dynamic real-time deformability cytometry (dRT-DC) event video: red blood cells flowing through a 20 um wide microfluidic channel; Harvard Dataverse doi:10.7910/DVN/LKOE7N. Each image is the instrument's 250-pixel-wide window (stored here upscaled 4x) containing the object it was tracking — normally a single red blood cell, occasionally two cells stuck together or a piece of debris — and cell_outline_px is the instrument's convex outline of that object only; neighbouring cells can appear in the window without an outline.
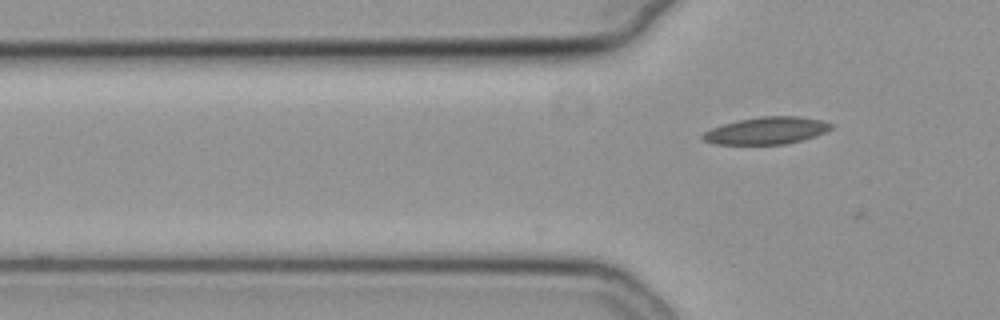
{"species": "common noctule bat (a hibernating species)", "species_latin": "Nyctalus noctula", "temperature_condition": "cold", "stored_images_in_passage": 5, "camera_frame_rate_fps": 3000, "um_per_image_px": 0.085, "animal": {"sex": "female", "body_mass_g": 19.3, "forearm_length_mm": 54.1}, "frame": {"image": 1, "passage_image": 5, "time_ms": 1.333, "image_size_px": [1000, 320], "cell_outline_px": [[832, 128], [816, 136], [784, 144], [712, 144], [704, 140], [700, 136], [704, 132], [712, 128], [724, 124], [740, 120], [760, 116], [796, 116], [820, 120], [832, 124]], "centroid_in_image_um": [65.13, 11.1], "position_along_channel_um": 60.7, "area_um2": 20.06}}